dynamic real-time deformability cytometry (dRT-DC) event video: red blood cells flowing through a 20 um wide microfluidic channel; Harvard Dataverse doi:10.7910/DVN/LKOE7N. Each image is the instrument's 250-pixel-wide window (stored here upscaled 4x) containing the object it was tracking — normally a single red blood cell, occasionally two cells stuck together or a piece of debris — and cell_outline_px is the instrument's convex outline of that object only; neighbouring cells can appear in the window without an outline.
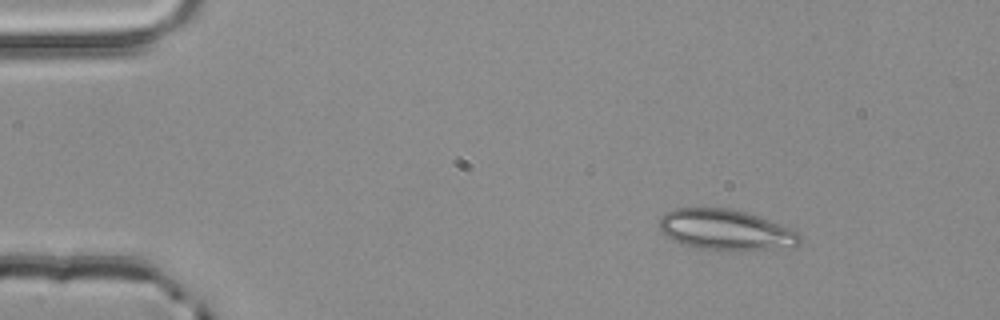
{"species": "common noctule bat (a hibernating species)", "species_latin": "Nyctalus noctula", "temperature_condition": "room temperature", "stored_images_in_passage": 4, "camera_frame_rate_fps": 3000, "um_per_image_px": 0.085, "animal": {"sex": "male", "body_mass_g": 20.4}, "frame": {"image": 1, "passage_image": 1, "time_ms": 0.0, "image_size_px": [1000, 320], "cell_outline_px": [[800, 244], [744, 252], [736, 252], [692, 248], [680, 244], [660, 232], [660, 216], [664, 212], [676, 208], [728, 208], [748, 212], [780, 224], [800, 232]], "centroid_in_image_um": [61.64, 19.55], "position_along_channel_um": 23.4, "area_um2": 33.87}}
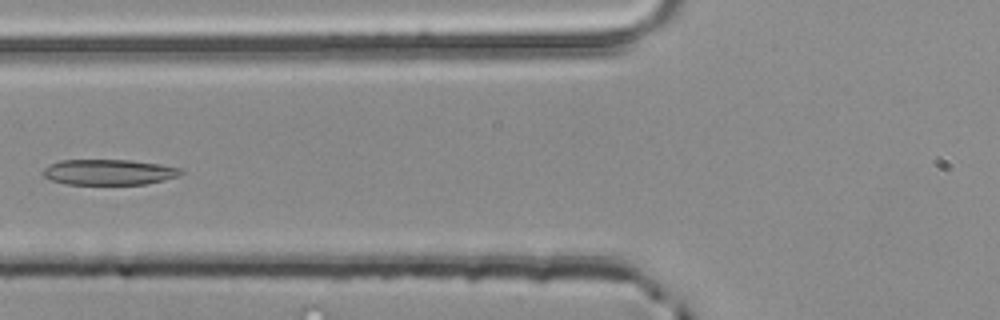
{"frame": {"image": 2, "passage_image": 4, "time_ms": 1.0, "image_size_px": [1000, 320], "cell_outline_px": [[184, 172], [180, 176], [164, 180], [144, 184], [64, 184], [52, 180], [44, 176], [44, 168], [48, 164], [60, 160], [128, 160], [160, 164], [180, 168]], "centroid_in_image_um": [9.26, 14.63], "position_along_channel_um": 116.5, "area_um2": 20.52}}